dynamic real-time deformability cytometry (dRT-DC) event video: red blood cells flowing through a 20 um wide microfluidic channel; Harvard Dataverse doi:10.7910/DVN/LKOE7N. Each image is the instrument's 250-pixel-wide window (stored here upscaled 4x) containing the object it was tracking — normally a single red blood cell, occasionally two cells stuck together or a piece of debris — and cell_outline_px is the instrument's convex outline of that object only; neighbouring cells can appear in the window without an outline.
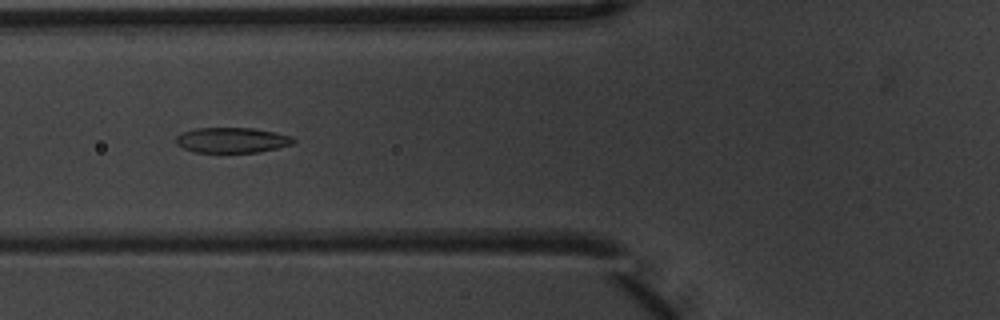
{"species": "common noctule bat (a hibernating species)", "species_latin": "Nyctalus noctula", "temperature_condition": "warm", "stored_images_in_passage": 6, "camera_frame_rate_fps": 3000, "um_per_image_px": 0.085, "animal": {"sex": "male", "body_mass_g": 20.1, "forearm_length_mm": 53.5}, "frame": {"image": 1, "passage_image": 6, "time_ms": 1.667, "image_size_px": [1000, 320], "cell_outline_px": [[296, 140], [292, 144], [260, 152], [192, 152], [176, 144], [176, 136], [184, 132], [196, 128], [252, 128], [276, 132], [292, 136]], "centroid_in_image_um": [19.73, 11.91], "position_along_channel_um": 106.1, "area_um2": 17.28}}